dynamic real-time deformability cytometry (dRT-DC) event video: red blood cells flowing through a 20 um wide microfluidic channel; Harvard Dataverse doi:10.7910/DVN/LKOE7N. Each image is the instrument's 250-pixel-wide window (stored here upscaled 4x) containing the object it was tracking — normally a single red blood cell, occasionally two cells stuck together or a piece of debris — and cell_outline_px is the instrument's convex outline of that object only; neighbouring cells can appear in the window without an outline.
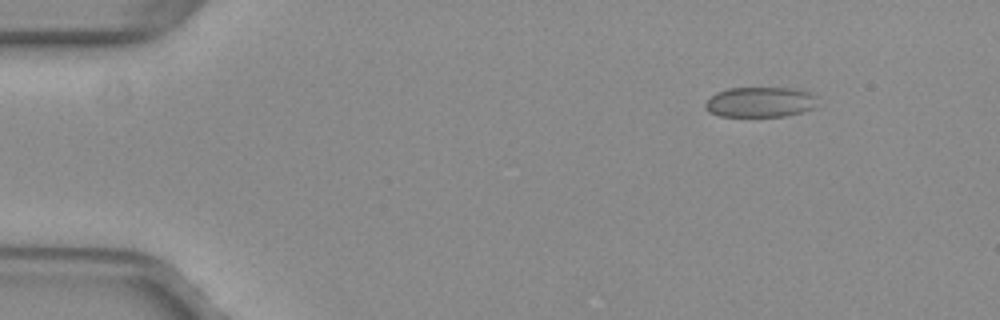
{"species": "common noctule bat (a hibernating species)", "species_latin": "Nyctalus noctula", "temperature_condition": "warm", "stored_images_in_passage": 46, "camera_frame_rate_fps": 3000, "um_per_image_px": 0.085, "animal": {"sex": "female", "body_mass_g": 29.2, "forearm_length_mm": 56.3}, "frame": {"image": 1, "passage_image": 1, "time_ms": 0.0, "image_size_px": [1000, 320], "cell_outline_px": [[816, 96], [812, 108], [800, 112], [784, 116], [720, 116], [708, 112], [704, 108], [704, 104], [712, 96], [728, 88], [788, 88], [808, 92]], "centroid_in_image_um": [64.55, 8.68], "position_along_channel_um": 20.4, "area_um2": 19.36}}
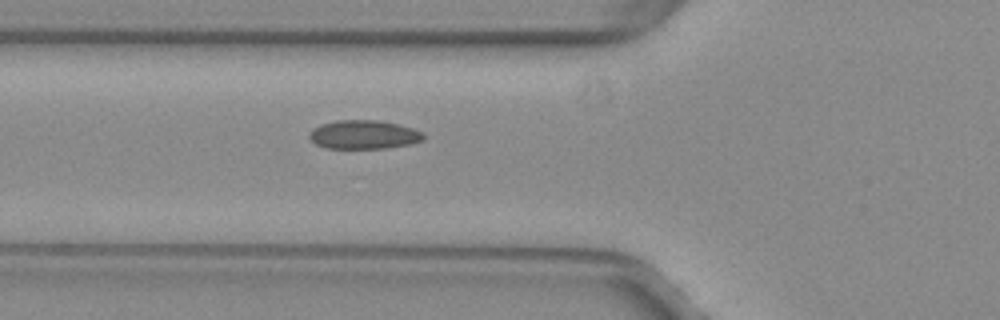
{"frame": {"image": 2, "passage_image": 13, "time_ms": 4.0, "image_size_px": [1000, 320], "cell_outline_px": [[424, 140], [408, 144], [384, 148], [324, 148], [316, 144], [308, 136], [308, 132], [312, 128], [320, 124], [336, 120], [376, 120], [396, 124], [412, 128], [424, 132]], "centroid_in_image_um": [30.88, 11.44], "position_along_channel_um": 94.9, "area_um2": 19.13}}
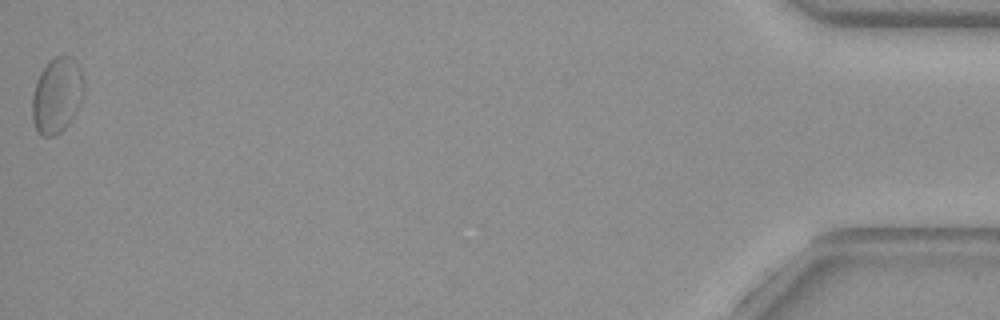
{"frame": {"image": 3, "passage_image": 46, "time_ms": 15.0, "image_size_px": [1000, 320], "cell_outline_px": [[84, 96], [76, 112], [68, 124], [60, 132], [52, 136], [40, 136], [36, 132], [32, 120], [32, 96], [36, 80], [40, 72], [48, 60], [56, 56], [72, 56], [76, 60], [80, 68], [84, 84]], "centroid_in_image_um": [4.83, 8.09], "position_along_channel_um": 430.4, "area_um2": 23.18}, "authors_computed_cell_mechanics": {"area_um2": 19.5364, "velocity_mm_per_s": 3.957, "shape_relaxation_time_tau1_ms": null, "shape_relaxation_time_tau2_ms": 2.5459, "deformation_change_tau1": null, "deformation_change_tau2": 0.0527}}